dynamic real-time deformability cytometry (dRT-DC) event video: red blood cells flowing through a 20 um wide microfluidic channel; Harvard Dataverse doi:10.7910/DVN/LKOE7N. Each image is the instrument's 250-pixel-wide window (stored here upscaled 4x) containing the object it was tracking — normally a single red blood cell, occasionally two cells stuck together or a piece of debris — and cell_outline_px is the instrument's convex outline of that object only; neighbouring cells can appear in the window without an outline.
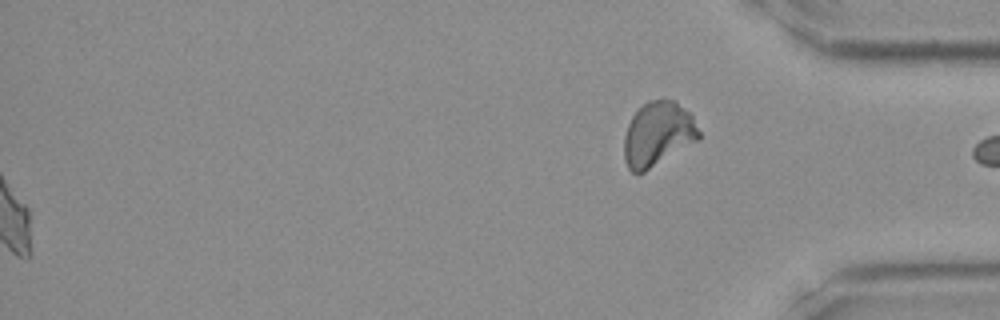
{"species": "Egyptian fruit bat (a non-hibernating species)", "species_latin": "Rousettus aegyptiacus", "temperature_condition": "room temperature", "stored_images_in_passage": 40, "segment_of_instrument_passage": [2, 2], "camera_frame_rate_fps": 3000, "um_per_image_px": 0.085, "frame": {"image": 1, "passage_image": 40, "time_ms": 13.0, "image_size_px": [1000, 320], "cell_outline_px": [[700, 140], [644, 172], [632, 172], [628, 168], [624, 160], [624, 136], [628, 124], [632, 116], [648, 100], [676, 100], [692, 116], [700, 132]], "centroid_in_image_um": [55.93, 11.41], "position_along_channel_um": 379.3, "area_um2": 28.09}}